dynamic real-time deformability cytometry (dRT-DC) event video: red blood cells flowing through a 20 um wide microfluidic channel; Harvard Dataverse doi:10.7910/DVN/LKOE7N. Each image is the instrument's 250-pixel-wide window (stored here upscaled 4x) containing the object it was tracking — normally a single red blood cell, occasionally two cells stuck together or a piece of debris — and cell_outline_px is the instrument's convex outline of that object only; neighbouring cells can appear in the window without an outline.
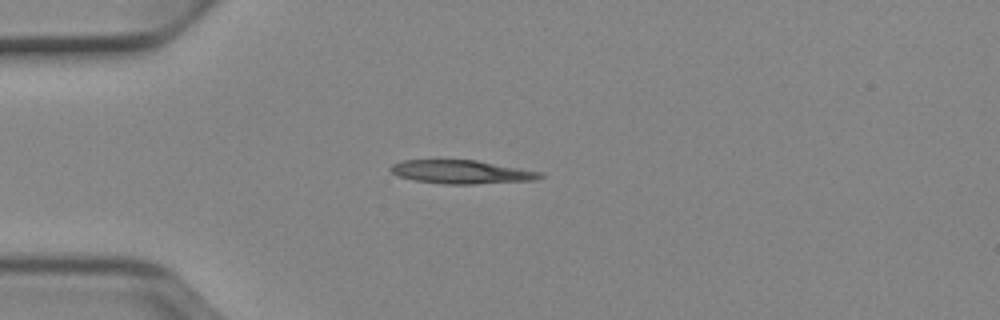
{"species": "Egyptian fruit bat (a non-hibernating species)", "species_latin": "Rousettus aegyptiacus", "temperature_condition": "cold", "stored_images_in_passage": 39, "camera_frame_rate_fps": 3000, "um_per_image_px": 0.085, "animal": {"sex": "female"}, "frame": {"image": 1, "passage_image": 1, "time_ms": 0.0, "image_size_px": [1000, 320], "cell_outline_px": [[544, 176], [536, 180], [472, 184], [444, 184], [416, 180], [400, 176], [392, 172], [388, 168], [392, 164], [404, 160], [476, 160], [520, 168], [540, 172]], "centroid_in_image_um": [39.23, 14.61], "position_along_channel_um": 45.8, "area_um2": 20.23}}
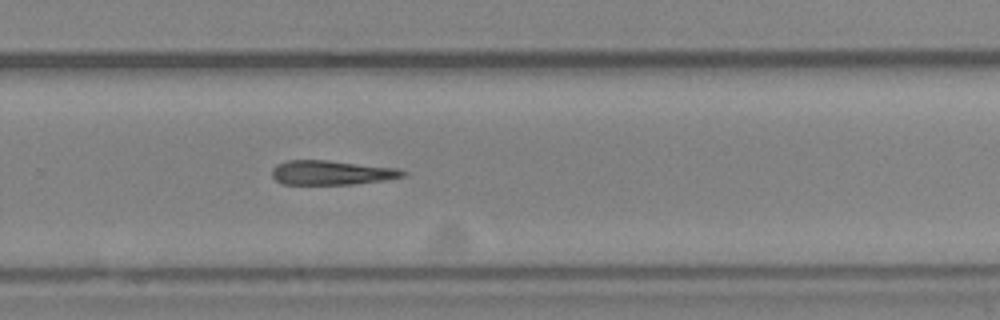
{"frame": {"image": 2, "passage_image": 22, "time_ms": 7.0, "image_size_px": [1000, 320], "cell_outline_px": [[408, 172], [404, 176], [384, 180], [352, 184], [280, 184], [272, 176], [272, 168], [276, 164], [288, 160], [328, 160], [400, 168]], "centroid_in_image_um": [28.19, 14.67], "position_along_channel_um": 301.6, "area_um2": 18.73}}
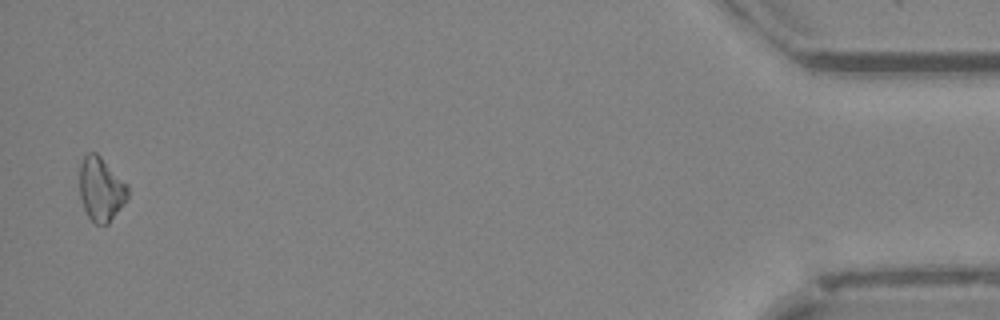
{"frame": {"image": 3, "passage_image": 38, "time_ms": 12.333, "image_size_px": [1000, 320], "cell_outline_px": [[128, 200], [108, 224], [96, 224], [88, 216], [84, 208], [80, 196], [80, 164], [84, 156], [88, 152], [96, 152], [128, 184]], "centroid_in_image_um": [8.61, 16.08], "position_along_channel_um": 426.6, "area_um2": 18.03}, "authors_computed_cell_mechanics": {"area_um2": 19.1896, "velocity_mm_per_s": 3.9335, "shape_relaxation_time_tau1_ms": 5.9803, "shape_relaxation_time_tau2_ms": null, "deformation_change_tau1": 0.1555, "deformation_change_tau2": null}}